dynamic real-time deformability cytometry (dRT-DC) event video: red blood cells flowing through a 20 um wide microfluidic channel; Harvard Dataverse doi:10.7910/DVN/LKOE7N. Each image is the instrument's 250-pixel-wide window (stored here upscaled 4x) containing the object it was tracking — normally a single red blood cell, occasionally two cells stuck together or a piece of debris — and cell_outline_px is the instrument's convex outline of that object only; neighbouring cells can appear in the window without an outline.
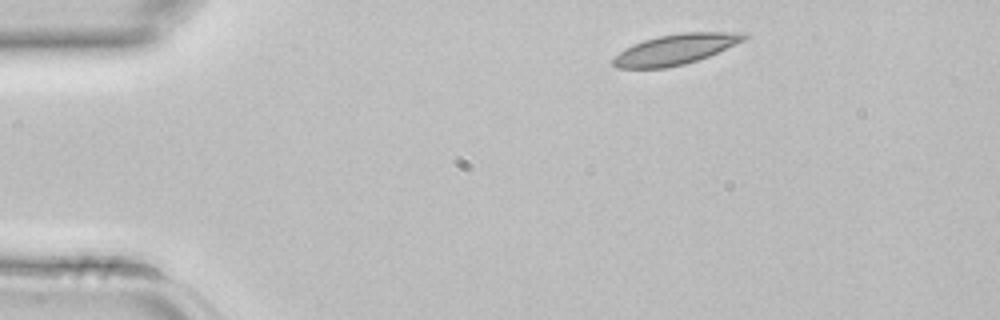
{"species": "common noctule bat (a hibernating species)", "species_latin": "Nyctalus noctula", "temperature_condition": "room temperature", "stored_images_in_passage": 2, "camera_frame_rate_fps": 3000, "um_per_image_px": 0.085, "animal": {"sex": "female", "body_mass_g": 22.7, "forearm_length_mm": 54.2}, "frame": {"image": 1, "passage_image": 1, "time_ms": 0.0, "image_size_px": [1000, 320], "cell_outline_px": [[752, 32], [744, 40], [708, 56], [684, 64], [664, 68], [616, 68], [612, 64], [612, 60], [624, 48], [632, 44], [644, 40], [660, 36], [680, 32]], "centroid_in_image_um": [57.42, 4.18], "position_along_channel_um": 27.6, "area_um2": 23.06}}